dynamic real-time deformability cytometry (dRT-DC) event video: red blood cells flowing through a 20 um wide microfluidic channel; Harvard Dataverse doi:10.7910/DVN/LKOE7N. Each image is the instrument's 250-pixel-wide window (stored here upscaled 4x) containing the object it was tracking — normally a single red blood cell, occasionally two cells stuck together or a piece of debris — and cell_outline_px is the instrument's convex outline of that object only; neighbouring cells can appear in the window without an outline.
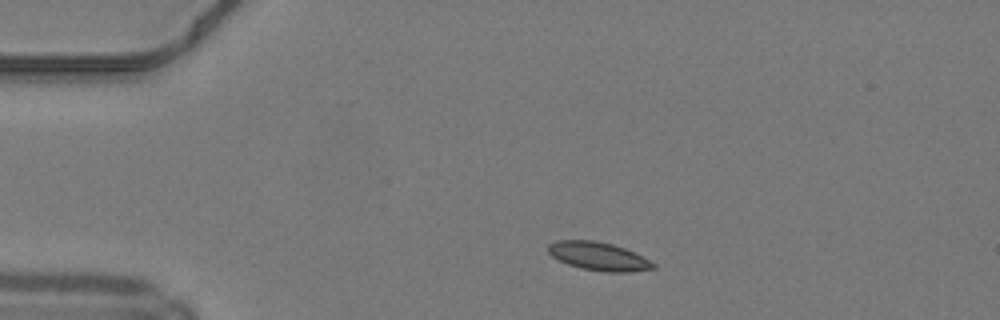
{"species": "common noctule bat (a hibernating species)", "species_latin": "Nyctalus noctula", "temperature_condition": "warm", "stored_images_in_passage": 40, "camera_frame_rate_fps": 3000, "um_per_image_px": 0.085, "animal": {"sex": "male", "body_mass_g": 19.2, "forearm_length_mm": 51.8}, "frame": {"image": 1, "passage_image": 1, "time_ms": 0.0, "image_size_px": [1000, 320], "cell_outline_px": [[656, 268], [628, 272], [604, 272], [580, 268], [568, 264], [552, 256], [548, 252], [548, 244], [556, 240], [592, 240], [612, 244], [624, 248], [656, 264]], "centroid_in_image_um": [50.84, 21.78], "position_along_channel_um": 34.2, "area_um2": 17.17}}
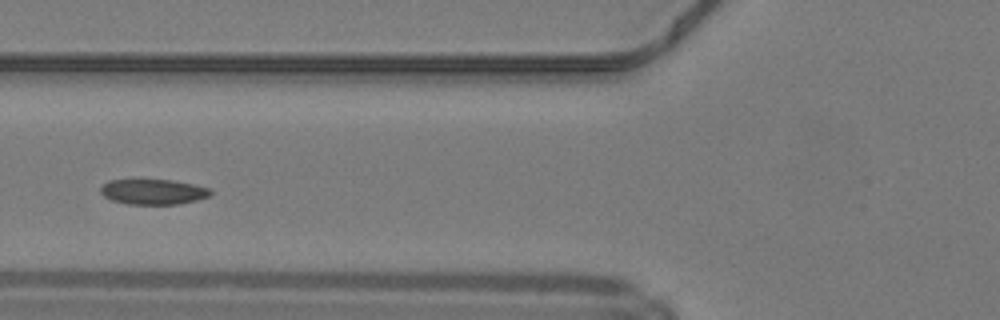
{"frame": {"image": 2, "passage_image": 10, "time_ms": 3.0, "image_size_px": [1000, 320], "cell_outline_px": [[212, 196], [180, 204], [128, 204], [112, 200], [104, 196], [100, 192], [100, 188], [108, 180], [172, 180], [212, 188]], "centroid_in_image_um": [13.06, 16.3], "position_along_channel_um": 112.7, "area_um2": 16.24}}
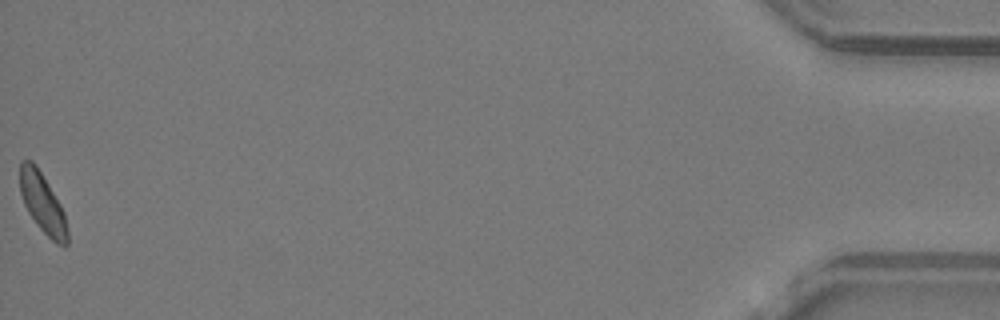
{"frame": {"image": 3, "passage_image": 40, "time_ms": 13.0, "image_size_px": [1000, 320], "cell_outline_px": [[68, 244], [64, 248], [56, 244], [36, 224], [28, 212], [24, 204], [20, 192], [20, 160], [32, 160], [36, 164], [60, 204], [64, 212], [68, 232]], "centroid_in_image_um": [3.62, 17.29], "position_along_channel_um": 431.6, "area_um2": 16.59}, "authors_computed_cell_mechanics": {"area_um2": 16.7331, "velocity_mm_per_s": 4.1988, "shape_relaxation_time_tau1_ms": 3.7806, "shape_relaxation_time_tau2_ms": 2.5799, "deformation_change_tau1": 0.0839, "deformation_change_tau2": 0.0669}}